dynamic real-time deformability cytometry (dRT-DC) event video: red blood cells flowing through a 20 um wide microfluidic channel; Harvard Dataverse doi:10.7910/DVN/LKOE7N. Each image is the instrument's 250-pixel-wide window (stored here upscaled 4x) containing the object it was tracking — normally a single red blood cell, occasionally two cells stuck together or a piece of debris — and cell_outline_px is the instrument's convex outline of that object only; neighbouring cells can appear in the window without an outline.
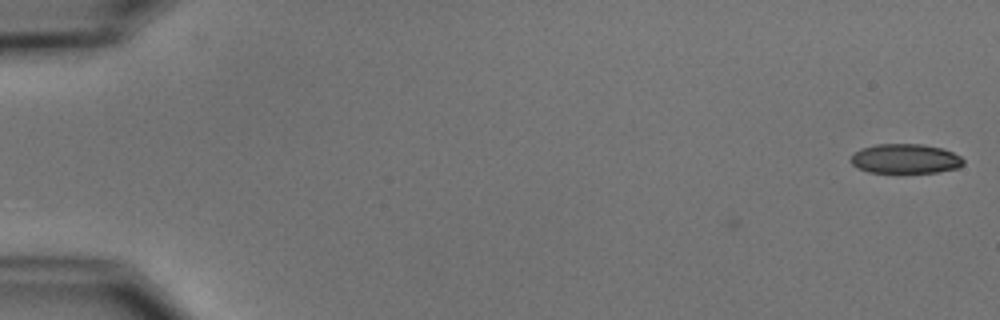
{"species": "common noctule bat (a hibernating species)", "species_latin": "Nyctalus noctula", "temperature_condition": "cold", "stored_images_in_passage": 7, "camera_frame_rate_fps": 3000, "um_per_image_px": 0.085, "animal": {"sex": "male", "body_mass_g": 15.6}, "frame": {"image": 1, "passage_image": 1, "time_ms": 0.0, "image_size_px": [1000, 320], "cell_outline_px": [[964, 164], [956, 168], [936, 172], [868, 172], [856, 168], [848, 160], [860, 148], [876, 144], [920, 144], [940, 148], [952, 152], [960, 156], [964, 160]], "centroid_in_image_um": [76.91, 13.49], "position_along_channel_um": 8.1, "area_um2": 19.31}}
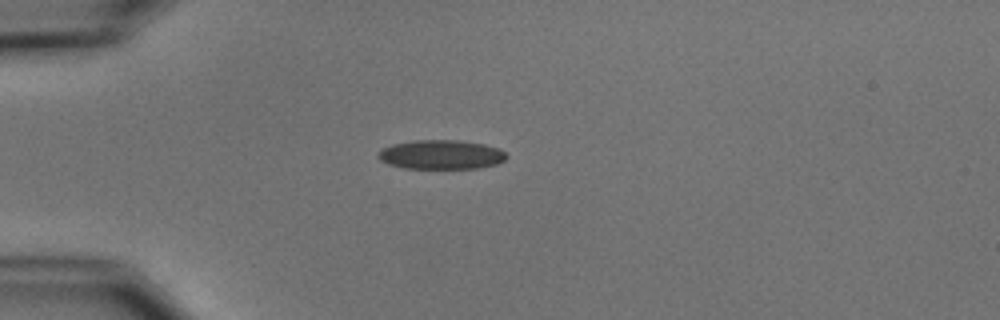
{"frame": {"image": 2, "passage_image": 5, "time_ms": 4.667, "image_size_px": [1000, 320], "cell_outline_px": [[508, 156], [504, 160], [496, 164], [480, 168], [404, 168], [388, 164], [380, 160], [376, 156], [376, 152], [392, 144], [412, 140], [456, 140], [484, 144], [500, 148]], "centroid_in_image_um": [37.48, 13.14], "position_along_channel_um": 47.5, "area_um2": 21.96}}